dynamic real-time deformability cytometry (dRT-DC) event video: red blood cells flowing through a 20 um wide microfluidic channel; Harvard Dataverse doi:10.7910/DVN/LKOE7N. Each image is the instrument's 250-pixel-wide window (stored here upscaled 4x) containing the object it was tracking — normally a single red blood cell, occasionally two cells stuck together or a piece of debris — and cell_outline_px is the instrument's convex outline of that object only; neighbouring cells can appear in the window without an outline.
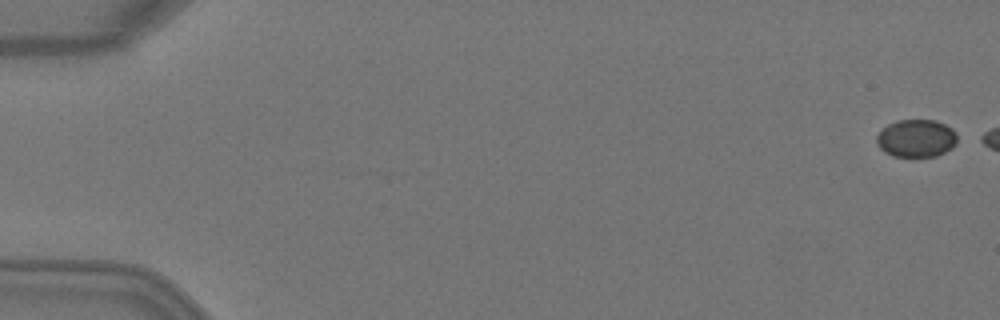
{"species": "Egyptian fruit bat (a non-hibernating species)", "species_latin": "Rousettus aegyptiacus", "temperature_condition": "warm", "stored_images_in_passage": 3, "camera_frame_rate_fps": 3000, "um_per_image_px": 0.085, "animal": {"sex": "female"}, "frame": {"image": 1, "passage_image": 1, "time_ms": 0.0, "image_size_px": [1000, 320], "cell_outline_px": [[956, 144], [952, 148], [936, 156], [892, 156], [884, 152], [876, 144], [876, 136], [888, 124], [896, 120], [936, 120], [952, 128], [956, 132]], "centroid_in_image_um": [77.88, 11.75], "position_along_channel_um": 7.1, "area_um2": 17.74}}